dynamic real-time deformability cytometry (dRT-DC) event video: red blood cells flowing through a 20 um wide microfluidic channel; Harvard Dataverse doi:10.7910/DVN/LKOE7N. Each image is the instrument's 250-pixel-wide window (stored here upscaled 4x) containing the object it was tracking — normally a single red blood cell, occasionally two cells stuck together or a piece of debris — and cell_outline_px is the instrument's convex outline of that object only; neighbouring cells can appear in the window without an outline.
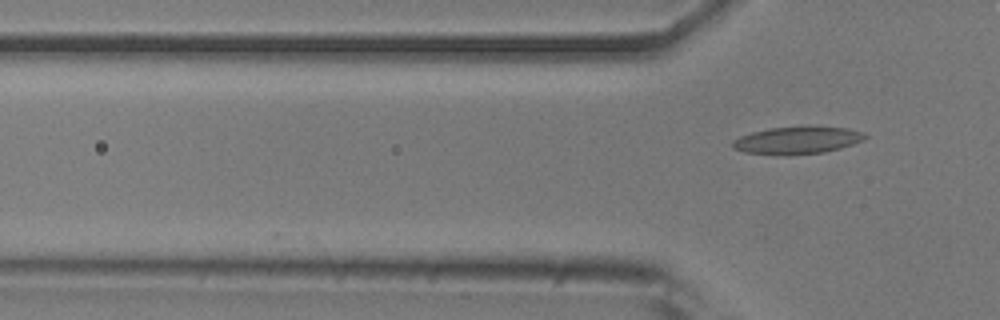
{"species": "common noctule bat (a hibernating species)", "species_latin": "Nyctalus noctula", "temperature_condition": "room temperature", "stored_images_in_passage": 5, "camera_frame_rate_fps": 3000, "um_per_image_px": 0.085, "animal": {"sex": "male", "body_mass_g": 20.5, "forearm_length_mm": 52.5}, "frame": {"image": 1, "passage_image": 5, "time_ms": 1.333, "image_size_px": [1000, 320], "cell_outline_px": [[868, 136], [864, 140], [840, 148], [824, 152], [788, 156], [784, 156], [744, 152], [732, 148], [732, 140], [740, 136], [752, 132], [768, 128], [812, 124], [848, 128], [864, 132]], "centroid_in_image_um": [67.78, 11.9], "position_along_channel_um": 58.0, "area_um2": 22.02}}